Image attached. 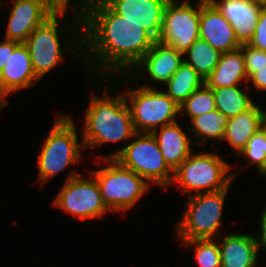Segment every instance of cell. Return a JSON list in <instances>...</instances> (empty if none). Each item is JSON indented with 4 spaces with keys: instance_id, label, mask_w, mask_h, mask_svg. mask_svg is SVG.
Instances as JSON below:
<instances>
[{
    "instance_id": "6da1fadb",
    "label": "cell",
    "mask_w": 266,
    "mask_h": 267,
    "mask_svg": "<svg viewBox=\"0 0 266 267\" xmlns=\"http://www.w3.org/2000/svg\"><path fill=\"white\" fill-rule=\"evenodd\" d=\"M82 2L79 18H76L77 28H80L79 37L74 36L77 47L85 44V49L90 52L86 57L91 56L90 60L97 61L96 64L103 63V71L108 76L111 73L118 76L125 70L126 74L133 73L131 71L157 40L140 25L116 14L103 0Z\"/></svg>"
},
{
    "instance_id": "7a4b0ae2",
    "label": "cell",
    "mask_w": 266,
    "mask_h": 267,
    "mask_svg": "<svg viewBox=\"0 0 266 267\" xmlns=\"http://www.w3.org/2000/svg\"><path fill=\"white\" fill-rule=\"evenodd\" d=\"M92 96L84 121L81 142L84 147L136 137L124 92L113 98L95 96L94 93Z\"/></svg>"
},
{
    "instance_id": "3957f363",
    "label": "cell",
    "mask_w": 266,
    "mask_h": 267,
    "mask_svg": "<svg viewBox=\"0 0 266 267\" xmlns=\"http://www.w3.org/2000/svg\"><path fill=\"white\" fill-rule=\"evenodd\" d=\"M230 168L216 153L190 154L174 171L172 182L180 184L181 191L187 196L193 194L190 190L196 194L220 191L229 188L236 176L235 173L226 176Z\"/></svg>"
},
{
    "instance_id": "277c9868",
    "label": "cell",
    "mask_w": 266,
    "mask_h": 267,
    "mask_svg": "<svg viewBox=\"0 0 266 267\" xmlns=\"http://www.w3.org/2000/svg\"><path fill=\"white\" fill-rule=\"evenodd\" d=\"M108 167L93 171L101 199L110 211L131 209L148 191L149 183L137 173L122 166L114 158H105Z\"/></svg>"
},
{
    "instance_id": "5b68a950",
    "label": "cell",
    "mask_w": 266,
    "mask_h": 267,
    "mask_svg": "<svg viewBox=\"0 0 266 267\" xmlns=\"http://www.w3.org/2000/svg\"><path fill=\"white\" fill-rule=\"evenodd\" d=\"M132 140L115 154L105 156L114 158L122 166L143 177L149 184L168 187L173 180L174 171L167 165L152 133H136ZM172 173V175H170Z\"/></svg>"
},
{
    "instance_id": "8992f818",
    "label": "cell",
    "mask_w": 266,
    "mask_h": 267,
    "mask_svg": "<svg viewBox=\"0 0 266 267\" xmlns=\"http://www.w3.org/2000/svg\"><path fill=\"white\" fill-rule=\"evenodd\" d=\"M38 154L39 179L45 183L58 172L82 158L78 135L72 118L57 117Z\"/></svg>"
},
{
    "instance_id": "52a82bcc",
    "label": "cell",
    "mask_w": 266,
    "mask_h": 267,
    "mask_svg": "<svg viewBox=\"0 0 266 267\" xmlns=\"http://www.w3.org/2000/svg\"><path fill=\"white\" fill-rule=\"evenodd\" d=\"M228 191L193 193L177 225L182 240L215 238L222 224L223 206Z\"/></svg>"
},
{
    "instance_id": "ba28073f",
    "label": "cell",
    "mask_w": 266,
    "mask_h": 267,
    "mask_svg": "<svg viewBox=\"0 0 266 267\" xmlns=\"http://www.w3.org/2000/svg\"><path fill=\"white\" fill-rule=\"evenodd\" d=\"M130 113L137 133H152L160 127L176 122L179 105L165 92L158 91L148 84L128 91Z\"/></svg>"
},
{
    "instance_id": "9c48e42d",
    "label": "cell",
    "mask_w": 266,
    "mask_h": 267,
    "mask_svg": "<svg viewBox=\"0 0 266 267\" xmlns=\"http://www.w3.org/2000/svg\"><path fill=\"white\" fill-rule=\"evenodd\" d=\"M195 9L190 0H169L162 20V27L158 40L160 43L171 46L178 52L184 53L199 38L200 28V1Z\"/></svg>"
},
{
    "instance_id": "30bf717a",
    "label": "cell",
    "mask_w": 266,
    "mask_h": 267,
    "mask_svg": "<svg viewBox=\"0 0 266 267\" xmlns=\"http://www.w3.org/2000/svg\"><path fill=\"white\" fill-rule=\"evenodd\" d=\"M91 177L92 179L84 180L80 173L71 172L53 201L55 206L81 220L100 217L110 211L101 199L95 178Z\"/></svg>"
},
{
    "instance_id": "8fae6325",
    "label": "cell",
    "mask_w": 266,
    "mask_h": 267,
    "mask_svg": "<svg viewBox=\"0 0 266 267\" xmlns=\"http://www.w3.org/2000/svg\"><path fill=\"white\" fill-rule=\"evenodd\" d=\"M67 10L58 9L38 26L24 43L29 50L32 66L39 80L64 59L66 50L61 48L59 42L57 19L63 17Z\"/></svg>"
},
{
    "instance_id": "7c38bea8",
    "label": "cell",
    "mask_w": 266,
    "mask_h": 267,
    "mask_svg": "<svg viewBox=\"0 0 266 267\" xmlns=\"http://www.w3.org/2000/svg\"><path fill=\"white\" fill-rule=\"evenodd\" d=\"M13 2L5 39L19 43H25L30 34L58 10L50 0Z\"/></svg>"
},
{
    "instance_id": "4fadbf2b",
    "label": "cell",
    "mask_w": 266,
    "mask_h": 267,
    "mask_svg": "<svg viewBox=\"0 0 266 267\" xmlns=\"http://www.w3.org/2000/svg\"><path fill=\"white\" fill-rule=\"evenodd\" d=\"M116 14L136 23L156 40L160 35L165 7L169 0H103Z\"/></svg>"
},
{
    "instance_id": "5bb4252c",
    "label": "cell",
    "mask_w": 266,
    "mask_h": 267,
    "mask_svg": "<svg viewBox=\"0 0 266 267\" xmlns=\"http://www.w3.org/2000/svg\"><path fill=\"white\" fill-rule=\"evenodd\" d=\"M199 37L221 53L241 46L229 21L209 0H200Z\"/></svg>"
},
{
    "instance_id": "9a60e30c",
    "label": "cell",
    "mask_w": 266,
    "mask_h": 267,
    "mask_svg": "<svg viewBox=\"0 0 266 267\" xmlns=\"http://www.w3.org/2000/svg\"><path fill=\"white\" fill-rule=\"evenodd\" d=\"M40 81L35 74L27 46L21 43L0 72L1 103L7 106L5 96L35 85Z\"/></svg>"
},
{
    "instance_id": "2e32d148",
    "label": "cell",
    "mask_w": 266,
    "mask_h": 267,
    "mask_svg": "<svg viewBox=\"0 0 266 267\" xmlns=\"http://www.w3.org/2000/svg\"><path fill=\"white\" fill-rule=\"evenodd\" d=\"M231 24L238 42L248 44L255 33L263 5L251 0H209Z\"/></svg>"
},
{
    "instance_id": "e0dca14e",
    "label": "cell",
    "mask_w": 266,
    "mask_h": 267,
    "mask_svg": "<svg viewBox=\"0 0 266 267\" xmlns=\"http://www.w3.org/2000/svg\"><path fill=\"white\" fill-rule=\"evenodd\" d=\"M182 56L173 47L156 41L135 68H144L152 80L165 84L184 61Z\"/></svg>"
},
{
    "instance_id": "ac0fdd59",
    "label": "cell",
    "mask_w": 266,
    "mask_h": 267,
    "mask_svg": "<svg viewBox=\"0 0 266 267\" xmlns=\"http://www.w3.org/2000/svg\"><path fill=\"white\" fill-rule=\"evenodd\" d=\"M222 245V246H221ZM219 246L221 267H255L259 251L255 235L228 234Z\"/></svg>"
},
{
    "instance_id": "d6986e66",
    "label": "cell",
    "mask_w": 266,
    "mask_h": 267,
    "mask_svg": "<svg viewBox=\"0 0 266 267\" xmlns=\"http://www.w3.org/2000/svg\"><path fill=\"white\" fill-rule=\"evenodd\" d=\"M157 132L156 129L152 134L157 140L163 158L175 171L192 154L190 145L194 142L189 139L177 122L162 126L159 135Z\"/></svg>"
},
{
    "instance_id": "ffe728a7",
    "label": "cell",
    "mask_w": 266,
    "mask_h": 267,
    "mask_svg": "<svg viewBox=\"0 0 266 267\" xmlns=\"http://www.w3.org/2000/svg\"><path fill=\"white\" fill-rule=\"evenodd\" d=\"M248 77L241 48L221 53L220 59L204 84L210 89L236 86Z\"/></svg>"
},
{
    "instance_id": "44dd1931",
    "label": "cell",
    "mask_w": 266,
    "mask_h": 267,
    "mask_svg": "<svg viewBox=\"0 0 266 267\" xmlns=\"http://www.w3.org/2000/svg\"><path fill=\"white\" fill-rule=\"evenodd\" d=\"M261 108L254 104L248 110L228 119L223 139L239 154L251 137L262 128Z\"/></svg>"
},
{
    "instance_id": "7402d4cb",
    "label": "cell",
    "mask_w": 266,
    "mask_h": 267,
    "mask_svg": "<svg viewBox=\"0 0 266 267\" xmlns=\"http://www.w3.org/2000/svg\"><path fill=\"white\" fill-rule=\"evenodd\" d=\"M168 91L165 92L179 106L197 89L203 87V78L184 61L165 83Z\"/></svg>"
},
{
    "instance_id": "603a6c76",
    "label": "cell",
    "mask_w": 266,
    "mask_h": 267,
    "mask_svg": "<svg viewBox=\"0 0 266 267\" xmlns=\"http://www.w3.org/2000/svg\"><path fill=\"white\" fill-rule=\"evenodd\" d=\"M188 54L190 60L184 59L205 81L219 62L221 52L212 47L207 41L200 37L184 53Z\"/></svg>"
},
{
    "instance_id": "cb8c5ba5",
    "label": "cell",
    "mask_w": 266,
    "mask_h": 267,
    "mask_svg": "<svg viewBox=\"0 0 266 267\" xmlns=\"http://www.w3.org/2000/svg\"><path fill=\"white\" fill-rule=\"evenodd\" d=\"M215 97L216 109L228 119L237 116L254 105V102L237 85L212 89Z\"/></svg>"
},
{
    "instance_id": "d4e9b609",
    "label": "cell",
    "mask_w": 266,
    "mask_h": 267,
    "mask_svg": "<svg viewBox=\"0 0 266 267\" xmlns=\"http://www.w3.org/2000/svg\"><path fill=\"white\" fill-rule=\"evenodd\" d=\"M191 122L192 126L190 129L193 131L194 137L198 138L195 141H199L201 138L205 143L206 139L208 140L210 138L213 140L223 139L228 118L225 114L215 109L192 118Z\"/></svg>"
},
{
    "instance_id": "484cf974",
    "label": "cell",
    "mask_w": 266,
    "mask_h": 267,
    "mask_svg": "<svg viewBox=\"0 0 266 267\" xmlns=\"http://www.w3.org/2000/svg\"><path fill=\"white\" fill-rule=\"evenodd\" d=\"M189 115L190 120L216 109L213 90L205 84L194 91L180 106Z\"/></svg>"
},
{
    "instance_id": "4316f807",
    "label": "cell",
    "mask_w": 266,
    "mask_h": 267,
    "mask_svg": "<svg viewBox=\"0 0 266 267\" xmlns=\"http://www.w3.org/2000/svg\"><path fill=\"white\" fill-rule=\"evenodd\" d=\"M185 246H195V258L200 267H221L219 245L214 238L182 240Z\"/></svg>"
},
{
    "instance_id": "83f0119b",
    "label": "cell",
    "mask_w": 266,
    "mask_h": 267,
    "mask_svg": "<svg viewBox=\"0 0 266 267\" xmlns=\"http://www.w3.org/2000/svg\"><path fill=\"white\" fill-rule=\"evenodd\" d=\"M255 164L259 173L266 176V132L261 128L247 142L246 147L239 153Z\"/></svg>"
},
{
    "instance_id": "f1b7e54d",
    "label": "cell",
    "mask_w": 266,
    "mask_h": 267,
    "mask_svg": "<svg viewBox=\"0 0 266 267\" xmlns=\"http://www.w3.org/2000/svg\"><path fill=\"white\" fill-rule=\"evenodd\" d=\"M240 48L244 56L246 74L248 79H250L256 73V69L266 66V51L254 48L248 44H242Z\"/></svg>"
},
{
    "instance_id": "f546056e",
    "label": "cell",
    "mask_w": 266,
    "mask_h": 267,
    "mask_svg": "<svg viewBox=\"0 0 266 267\" xmlns=\"http://www.w3.org/2000/svg\"><path fill=\"white\" fill-rule=\"evenodd\" d=\"M248 45L266 51V6L261 9L255 33Z\"/></svg>"
},
{
    "instance_id": "4dcf8cb0",
    "label": "cell",
    "mask_w": 266,
    "mask_h": 267,
    "mask_svg": "<svg viewBox=\"0 0 266 267\" xmlns=\"http://www.w3.org/2000/svg\"><path fill=\"white\" fill-rule=\"evenodd\" d=\"M21 43L11 40H6L0 43V72L2 68L7 63V60L12 55L13 51L20 45Z\"/></svg>"
},
{
    "instance_id": "1f68e13d",
    "label": "cell",
    "mask_w": 266,
    "mask_h": 267,
    "mask_svg": "<svg viewBox=\"0 0 266 267\" xmlns=\"http://www.w3.org/2000/svg\"><path fill=\"white\" fill-rule=\"evenodd\" d=\"M257 90H266V66L256 69V73L249 79Z\"/></svg>"
},
{
    "instance_id": "d6a6232c",
    "label": "cell",
    "mask_w": 266,
    "mask_h": 267,
    "mask_svg": "<svg viewBox=\"0 0 266 267\" xmlns=\"http://www.w3.org/2000/svg\"><path fill=\"white\" fill-rule=\"evenodd\" d=\"M261 238L255 236V239L258 243V246H262V248H266V207H264V211L261 217ZM261 240V241H260Z\"/></svg>"
},
{
    "instance_id": "836d02e7",
    "label": "cell",
    "mask_w": 266,
    "mask_h": 267,
    "mask_svg": "<svg viewBox=\"0 0 266 267\" xmlns=\"http://www.w3.org/2000/svg\"><path fill=\"white\" fill-rule=\"evenodd\" d=\"M58 9H68L70 0H50Z\"/></svg>"
},
{
    "instance_id": "e575fe53",
    "label": "cell",
    "mask_w": 266,
    "mask_h": 267,
    "mask_svg": "<svg viewBox=\"0 0 266 267\" xmlns=\"http://www.w3.org/2000/svg\"><path fill=\"white\" fill-rule=\"evenodd\" d=\"M261 123L262 129L266 132V112L264 110L261 111Z\"/></svg>"
},
{
    "instance_id": "d590c367",
    "label": "cell",
    "mask_w": 266,
    "mask_h": 267,
    "mask_svg": "<svg viewBox=\"0 0 266 267\" xmlns=\"http://www.w3.org/2000/svg\"><path fill=\"white\" fill-rule=\"evenodd\" d=\"M251 1L259 3V4L263 5V6H266V0H251Z\"/></svg>"
},
{
    "instance_id": "8d00e7d4",
    "label": "cell",
    "mask_w": 266,
    "mask_h": 267,
    "mask_svg": "<svg viewBox=\"0 0 266 267\" xmlns=\"http://www.w3.org/2000/svg\"><path fill=\"white\" fill-rule=\"evenodd\" d=\"M2 107H5V106L0 102V108H2Z\"/></svg>"
}]
</instances>
